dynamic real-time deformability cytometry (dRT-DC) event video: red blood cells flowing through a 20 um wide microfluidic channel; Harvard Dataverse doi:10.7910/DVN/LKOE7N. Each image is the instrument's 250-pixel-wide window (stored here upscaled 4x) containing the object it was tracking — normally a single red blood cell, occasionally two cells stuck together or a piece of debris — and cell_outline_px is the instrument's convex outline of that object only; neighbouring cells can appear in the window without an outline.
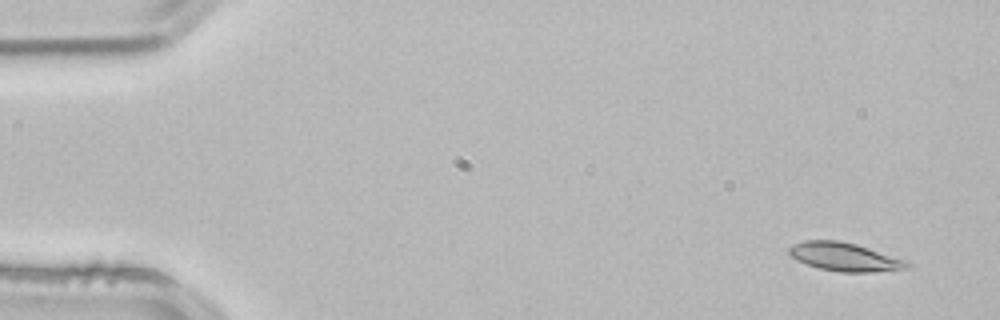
{"species": "common noctule bat (a hibernating species)", "species_latin": "Nyctalus noctula", "temperature_condition": "room temperature", "stored_images_in_passage": 3, "camera_frame_rate_fps": 3000, "um_per_image_px": 0.085, "animal": {"sex": "male", "body_mass_g": 21.5, "forearm_length_mm": 52.0}, "frame": {"image": 1, "passage_image": 1, "time_ms": 0.0, "image_size_px": [1000, 320], "cell_outline_px": [[912, 268], [872, 272], [840, 272], [820, 268], [796, 260], [788, 252], [788, 248], [804, 240], [836, 240], [856, 244], [908, 260]], "centroid_in_image_um": [71.85, 21.84], "position_along_channel_um": 13.2, "area_um2": 19.54}}
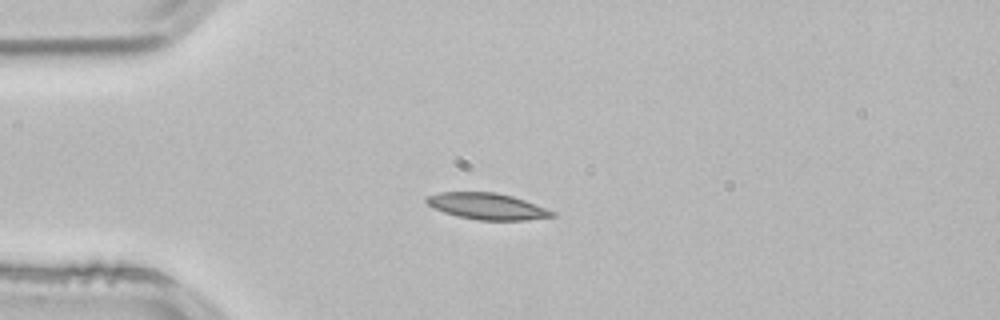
{"frame": {"image": 2, "passage_image": 3, "time_ms": 0.667, "image_size_px": [1000, 320], "cell_outline_px": [[556, 216], [528, 220], [480, 220], [460, 216], [444, 212], [432, 208], [424, 200], [428, 196], [440, 192], [496, 192], [512, 196], [524, 200], [556, 212]], "centroid_in_image_um": [41.42, 17.53], "position_along_channel_um": 43.6, "area_um2": 19.19}}